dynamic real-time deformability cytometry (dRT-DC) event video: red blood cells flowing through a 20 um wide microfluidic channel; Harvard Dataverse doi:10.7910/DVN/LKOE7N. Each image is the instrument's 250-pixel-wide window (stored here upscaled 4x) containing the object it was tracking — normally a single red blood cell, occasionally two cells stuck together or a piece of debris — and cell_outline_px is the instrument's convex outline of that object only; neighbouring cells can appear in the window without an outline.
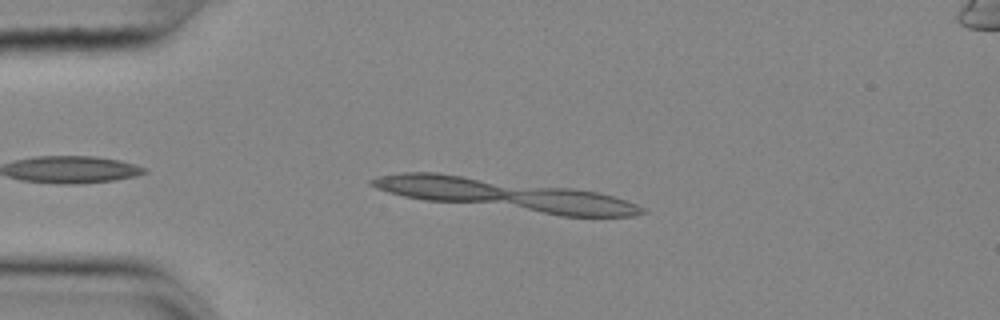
{"species": "common noctule bat (a hibernating species)", "species_latin": "Nyctalus noctula", "temperature_condition": "cold", "stored_images_in_passage": 7, "camera_frame_rate_fps": 3000, "um_per_image_px": 0.085, "animal": {"sex": "female", "body_mass_g": 25.1}, "frame": {"image": 1, "passage_image": 5, "time_ms": 1.333, "image_size_px": [1000, 320], "cell_outline_px": [[648, 212], [632, 216], [560, 216], [424, 200], [404, 196], [388, 192], [376, 188], [368, 184], [368, 180], [376, 176], [404, 172], [436, 172], [572, 188], [600, 192], [628, 200], [644, 208]], "centroid_in_image_um": [42.91, 16.55], "position_along_channel_um": 42.1, "area_um2": 49.88}}